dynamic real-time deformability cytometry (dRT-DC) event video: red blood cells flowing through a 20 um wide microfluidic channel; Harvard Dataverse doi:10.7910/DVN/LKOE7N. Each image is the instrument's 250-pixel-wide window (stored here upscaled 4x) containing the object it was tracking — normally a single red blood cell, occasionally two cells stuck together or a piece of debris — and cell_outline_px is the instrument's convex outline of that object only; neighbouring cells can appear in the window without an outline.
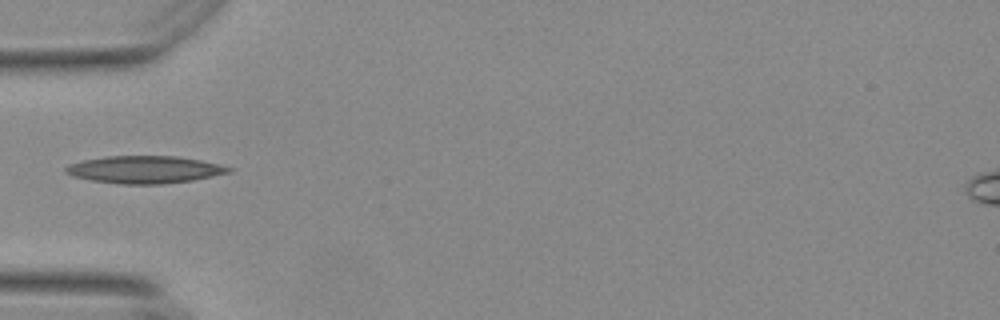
{"species": "Egyptian fruit bat (a non-hibernating species)", "species_latin": "Rousettus aegyptiacus", "temperature_condition": "warm", "stored_images_in_passage": 31, "camera_frame_rate_fps": 3000, "um_per_image_px": 0.085, "animal": {"sex": "female"}, "frame": {"image": 1, "passage_image": 1, "time_ms": 0.0, "image_size_px": [1000, 320], "cell_outline_px": [[232, 172], [192, 180], [160, 184], [116, 184], [92, 180], [72, 176], [64, 172], [64, 168], [68, 164], [84, 160], [108, 156], [176, 156], [200, 160], [220, 164], [232, 168]], "centroid_in_image_um": [12.27, 14.41], "position_along_channel_um": 72.7, "area_um2": 26.01}}
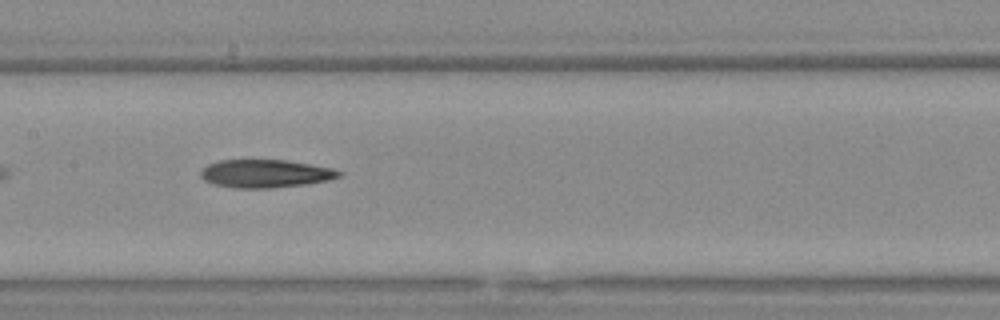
{"frame": {"image": 2, "passage_image": 10, "time_ms": 3.0, "image_size_px": [1000, 320], "cell_outline_px": [[344, 172], [340, 176], [328, 180], [304, 184], [268, 188], [236, 188], [212, 184], [204, 180], [200, 176], [200, 172], [208, 164], [220, 160], [284, 160], [332, 168]], "centroid_in_image_um": [22.53, 14.76], "position_along_channel_um": 184.9, "area_um2": 22.43}}